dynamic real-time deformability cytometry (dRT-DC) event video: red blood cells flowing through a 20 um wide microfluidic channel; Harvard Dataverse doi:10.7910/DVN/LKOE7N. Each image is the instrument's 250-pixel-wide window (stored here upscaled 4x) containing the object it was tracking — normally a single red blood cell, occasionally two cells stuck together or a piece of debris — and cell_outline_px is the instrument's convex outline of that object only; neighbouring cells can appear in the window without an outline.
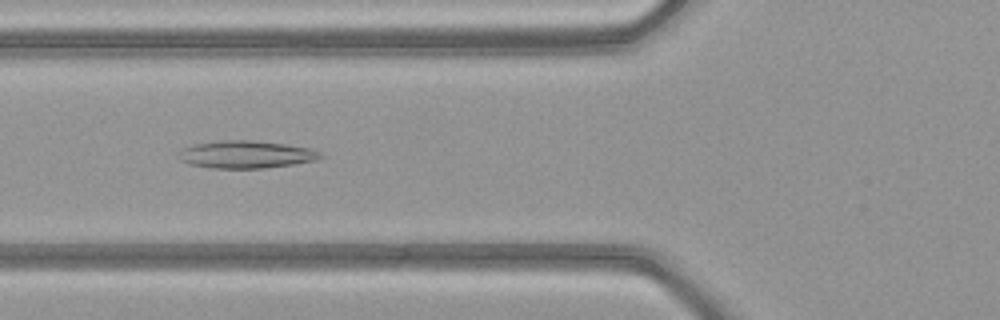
{"species": "common noctule bat (a hibernating species)", "species_latin": "Nyctalus noctula", "temperature_condition": "warm", "stored_images_in_passage": 45, "camera_frame_rate_fps": 3000, "um_per_image_px": 0.085, "animal": {"sex": "female", "body_mass_g": 21.9}, "frame": {"image": 1, "passage_image": 15, "time_ms": 4.667, "image_size_px": [1000, 320], "cell_outline_px": [[324, 156], [316, 160], [292, 164], [264, 168], [212, 168], [188, 164], [180, 160], [176, 156], [180, 148], [196, 144], [220, 140], [252, 140], [284, 144], [312, 148], [320, 152]], "centroid_in_image_um": [20.87, 13.12], "position_along_channel_um": 104.9, "area_um2": 22.89}}
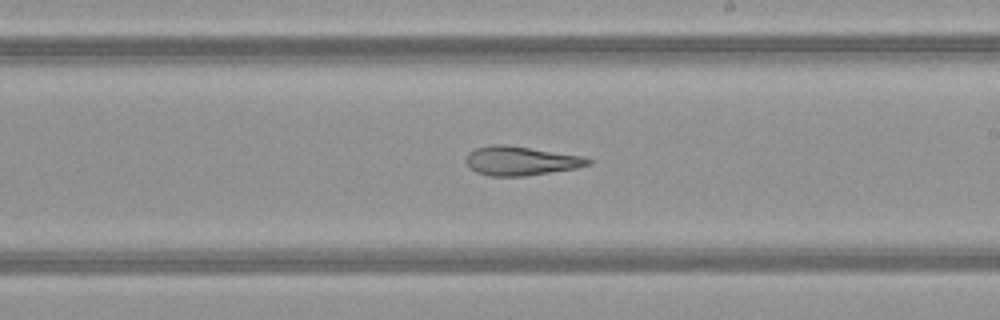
{"frame": {"image": 2, "passage_image": 25, "time_ms": 8.0, "image_size_px": [1000, 320], "cell_outline_px": [[596, 160], [592, 164], [576, 168], [524, 176], [488, 176], [476, 172], [464, 160], [468, 152], [476, 148], [492, 144], [504, 144], [584, 156]], "centroid_in_image_um": [44.3, 13.66], "position_along_channel_um": 244.7, "area_um2": 20.81}}
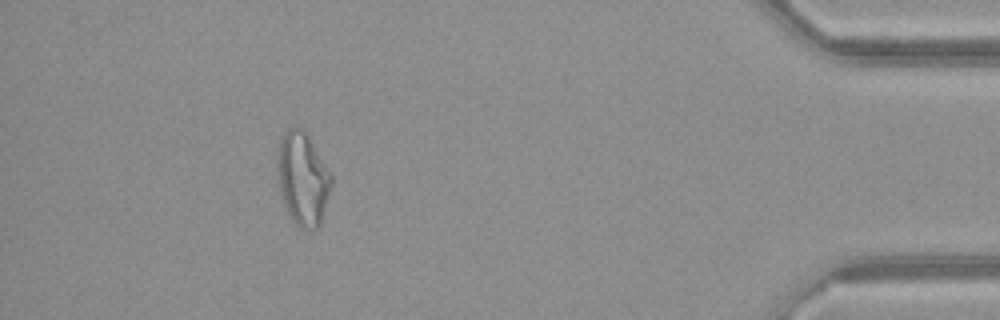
{"frame": {"image": 3, "passage_image": 41, "time_ms": 13.333, "image_size_px": [1000, 320], "cell_outline_px": [[332, 184], [320, 224], [316, 228], [300, 228], [292, 220], [284, 204], [280, 188], [276, 168], [276, 160], [280, 140], [284, 132], [288, 128], [304, 128], [332, 176]], "centroid_in_image_um": [25.72, 15.16], "position_along_channel_um": 409.5, "area_um2": 29.02}, "authors_computed_cell_mechanics": {"area_um2": 26.01, "velocity_mm_per_s": 4.1744, "shape_relaxation_time_tau1_ms": null, "shape_relaxation_time_tau2_ms": 1.7654, "deformation_change_tau1": null, "deformation_change_tau2": 0.1144}}